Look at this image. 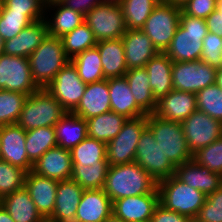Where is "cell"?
Segmentation results:
<instances>
[{
    "label": "cell",
    "instance_id": "cell-13",
    "mask_svg": "<svg viewBox=\"0 0 222 222\" xmlns=\"http://www.w3.org/2000/svg\"><path fill=\"white\" fill-rule=\"evenodd\" d=\"M181 124L192 154L222 136V122L199 110L194 111Z\"/></svg>",
    "mask_w": 222,
    "mask_h": 222
},
{
    "label": "cell",
    "instance_id": "cell-39",
    "mask_svg": "<svg viewBox=\"0 0 222 222\" xmlns=\"http://www.w3.org/2000/svg\"><path fill=\"white\" fill-rule=\"evenodd\" d=\"M61 39L64 51L70 59L87 49L95 47L97 44L92 30L85 22L65 34Z\"/></svg>",
    "mask_w": 222,
    "mask_h": 222
},
{
    "label": "cell",
    "instance_id": "cell-19",
    "mask_svg": "<svg viewBox=\"0 0 222 222\" xmlns=\"http://www.w3.org/2000/svg\"><path fill=\"white\" fill-rule=\"evenodd\" d=\"M174 176L206 196L222 185V176L199 165L194 159L176 167Z\"/></svg>",
    "mask_w": 222,
    "mask_h": 222
},
{
    "label": "cell",
    "instance_id": "cell-62",
    "mask_svg": "<svg viewBox=\"0 0 222 222\" xmlns=\"http://www.w3.org/2000/svg\"><path fill=\"white\" fill-rule=\"evenodd\" d=\"M2 8H3V0H0V14H1Z\"/></svg>",
    "mask_w": 222,
    "mask_h": 222
},
{
    "label": "cell",
    "instance_id": "cell-15",
    "mask_svg": "<svg viewBox=\"0 0 222 222\" xmlns=\"http://www.w3.org/2000/svg\"><path fill=\"white\" fill-rule=\"evenodd\" d=\"M26 131L17 123L0 126V160L32 171L33 163L25 149Z\"/></svg>",
    "mask_w": 222,
    "mask_h": 222
},
{
    "label": "cell",
    "instance_id": "cell-48",
    "mask_svg": "<svg viewBox=\"0 0 222 222\" xmlns=\"http://www.w3.org/2000/svg\"><path fill=\"white\" fill-rule=\"evenodd\" d=\"M218 0H188L181 10L189 16L206 19L215 9Z\"/></svg>",
    "mask_w": 222,
    "mask_h": 222
},
{
    "label": "cell",
    "instance_id": "cell-54",
    "mask_svg": "<svg viewBox=\"0 0 222 222\" xmlns=\"http://www.w3.org/2000/svg\"><path fill=\"white\" fill-rule=\"evenodd\" d=\"M167 3H172L175 4L177 6H182L183 4H185L188 0H161Z\"/></svg>",
    "mask_w": 222,
    "mask_h": 222
},
{
    "label": "cell",
    "instance_id": "cell-23",
    "mask_svg": "<svg viewBox=\"0 0 222 222\" xmlns=\"http://www.w3.org/2000/svg\"><path fill=\"white\" fill-rule=\"evenodd\" d=\"M46 18L31 23L17 36L4 41V54L28 58L49 35Z\"/></svg>",
    "mask_w": 222,
    "mask_h": 222
},
{
    "label": "cell",
    "instance_id": "cell-7",
    "mask_svg": "<svg viewBox=\"0 0 222 222\" xmlns=\"http://www.w3.org/2000/svg\"><path fill=\"white\" fill-rule=\"evenodd\" d=\"M181 11V6L161 1L141 28L159 52H165L170 46Z\"/></svg>",
    "mask_w": 222,
    "mask_h": 222
},
{
    "label": "cell",
    "instance_id": "cell-29",
    "mask_svg": "<svg viewBox=\"0 0 222 222\" xmlns=\"http://www.w3.org/2000/svg\"><path fill=\"white\" fill-rule=\"evenodd\" d=\"M0 204L15 222H39L43 218L25 187L3 197Z\"/></svg>",
    "mask_w": 222,
    "mask_h": 222
},
{
    "label": "cell",
    "instance_id": "cell-42",
    "mask_svg": "<svg viewBox=\"0 0 222 222\" xmlns=\"http://www.w3.org/2000/svg\"><path fill=\"white\" fill-rule=\"evenodd\" d=\"M26 173L20 167L0 160V200L24 187Z\"/></svg>",
    "mask_w": 222,
    "mask_h": 222
},
{
    "label": "cell",
    "instance_id": "cell-46",
    "mask_svg": "<svg viewBox=\"0 0 222 222\" xmlns=\"http://www.w3.org/2000/svg\"><path fill=\"white\" fill-rule=\"evenodd\" d=\"M33 23L26 15L17 12H1L0 36L4 41L17 36L23 28Z\"/></svg>",
    "mask_w": 222,
    "mask_h": 222
},
{
    "label": "cell",
    "instance_id": "cell-56",
    "mask_svg": "<svg viewBox=\"0 0 222 222\" xmlns=\"http://www.w3.org/2000/svg\"><path fill=\"white\" fill-rule=\"evenodd\" d=\"M64 0H47V6H51L58 3H63Z\"/></svg>",
    "mask_w": 222,
    "mask_h": 222
},
{
    "label": "cell",
    "instance_id": "cell-31",
    "mask_svg": "<svg viewBox=\"0 0 222 222\" xmlns=\"http://www.w3.org/2000/svg\"><path fill=\"white\" fill-rule=\"evenodd\" d=\"M130 90L137 105L146 113H154L157 101L153 97L145 67L128 69L125 73Z\"/></svg>",
    "mask_w": 222,
    "mask_h": 222
},
{
    "label": "cell",
    "instance_id": "cell-36",
    "mask_svg": "<svg viewBox=\"0 0 222 222\" xmlns=\"http://www.w3.org/2000/svg\"><path fill=\"white\" fill-rule=\"evenodd\" d=\"M160 2L161 0H122L120 5L126 28L140 30Z\"/></svg>",
    "mask_w": 222,
    "mask_h": 222
},
{
    "label": "cell",
    "instance_id": "cell-5",
    "mask_svg": "<svg viewBox=\"0 0 222 222\" xmlns=\"http://www.w3.org/2000/svg\"><path fill=\"white\" fill-rule=\"evenodd\" d=\"M66 113L48 90L38 89L26 98L17 124L25 131L54 127Z\"/></svg>",
    "mask_w": 222,
    "mask_h": 222
},
{
    "label": "cell",
    "instance_id": "cell-10",
    "mask_svg": "<svg viewBox=\"0 0 222 222\" xmlns=\"http://www.w3.org/2000/svg\"><path fill=\"white\" fill-rule=\"evenodd\" d=\"M135 162L148 172L157 182L173 176L176 167L164 155L151 130L146 127L138 141Z\"/></svg>",
    "mask_w": 222,
    "mask_h": 222
},
{
    "label": "cell",
    "instance_id": "cell-20",
    "mask_svg": "<svg viewBox=\"0 0 222 222\" xmlns=\"http://www.w3.org/2000/svg\"><path fill=\"white\" fill-rule=\"evenodd\" d=\"M128 69L145 67L159 51L140 29H127L121 37Z\"/></svg>",
    "mask_w": 222,
    "mask_h": 222
},
{
    "label": "cell",
    "instance_id": "cell-4",
    "mask_svg": "<svg viewBox=\"0 0 222 222\" xmlns=\"http://www.w3.org/2000/svg\"><path fill=\"white\" fill-rule=\"evenodd\" d=\"M147 127L175 167L193 159L181 122L167 120L152 113L147 114Z\"/></svg>",
    "mask_w": 222,
    "mask_h": 222
},
{
    "label": "cell",
    "instance_id": "cell-44",
    "mask_svg": "<svg viewBox=\"0 0 222 222\" xmlns=\"http://www.w3.org/2000/svg\"><path fill=\"white\" fill-rule=\"evenodd\" d=\"M1 12L22 13L32 22L44 20L46 13L45 7L38 0H3Z\"/></svg>",
    "mask_w": 222,
    "mask_h": 222
},
{
    "label": "cell",
    "instance_id": "cell-1",
    "mask_svg": "<svg viewBox=\"0 0 222 222\" xmlns=\"http://www.w3.org/2000/svg\"><path fill=\"white\" fill-rule=\"evenodd\" d=\"M103 190L113 203L125 197L158 191V182L136 162L111 165Z\"/></svg>",
    "mask_w": 222,
    "mask_h": 222
},
{
    "label": "cell",
    "instance_id": "cell-22",
    "mask_svg": "<svg viewBox=\"0 0 222 222\" xmlns=\"http://www.w3.org/2000/svg\"><path fill=\"white\" fill-rule=\"evenodd\" d=\"M58 181L29 171L25 176L24 187L42 217H50L54 211Z\"/></svg>",
    "mask_w": 222,
    "mask_h": 222
},
{
    "label": "cell",
    "instance_id": "cell-51",
    "mask_svg": "<svg viewBox=\"0 0 222 222\" xmlns=\"http://www.w3.org/2000/svg\"><path fill=\"white\" fill-rule=\"evenodd\" d=\"M208 32L222 37V12L215 9L206 19Z\"/></svg>",
    "mask_w": 222,
    "mask_h": 222
},
{
    "label": "cell",
    "instance_id": "cell-33",
    "mask_svg": "<svg viewBox=\"0 0 222 222\" xmlns=\"http://www.w3.org/2000/svg\"><path fill=\"white\" fill-rule=\"evenodd\" d=\"M50 7V8H49ZM54 7V8H53ZM53 8L54 16L46 20L49 36L61 38L76 27L85 22V16L62 3L45 7V10ZM52 19V20H51Z\"/></svg>",
    "mask_w": 222,
    "mask_h": 222
},
{
    "label": "cell",
    "instance_id": "cell-14",
    "mask_svg": "<svg viewBox=\"0 0 222 222\" xmlns=\"http://www.w3.org/2000/svg\"><path fill=\"white\" fill-rule=\"evenodd\" d=\"M86 85L70 61L56 74L53 81L45 89L67 112H72L78 106Z\"/></svg>",
    "mask_w": 222,
    "mask_h": 222
},
{
    "label": "cell",
    "instance_id": "cell-55",
    "mask_svg": "<svg viewBox=\"0 0 222 222\" xmlns=\"http://www.w3.org/2000/svg\"><path fill=\"white\" fill-rule=\"evenodd\" d=\"M103 222H124L123 220L119 219L118 217H116L113 213L107 218L105 219Z\"/></svg>",
    "mask_w": 222,
    "mask_h": 222
},
{
    "label": "cell",
    "instance_id": "cell-12",
    "mask_svg": "<svg viewBox=\"0 0 222 222\" xmlns=\"http://www.w3.org/2000/svg\"><path fill=\"white\" fill-rule=\"evenodd\" d=\"M40 89L31 75L27 57L0 56V90L20 92L28 96Z\"/></svg>",
    "mask_w": 222,
    "mask_h": 222
},
{
    "label": "cell",
    "instance_id": "cell-61",
    "mask_svg": "<svg viewBox=\"0 0 222 222\" xmlns=\"http://www.w3.org/2000/svg\"><path fill=\"white\" fill-rule=\"evenodd\" d=\"M104 2H115L120 3L122 0H103Z\"/></svg>",
    "mask_w": 222,
    "mask_h": 222
},
{
    "label": "cell",
    "instance_id": "cell-37",
    "mask_svg": "<svg viewBox=\"0 0 222 222\" xmlns=\"http://www.w3.org/2000/svg\"><path fill=\"white\" fill-rule=\"evenodd\" d=\"M73 165H97L106 158V143L94 138L86 137L71 150Z\"/></svg>",
    "mask_w": 222,
    "mask_h": 222
},
{
    "label": "cell",
    "instance_id": "cell-26",
    "mask_svg": "<svg viewBox=\"0 0 222 222\" xmlns=\"http://www.w3.org/2000/svg\"><path fill=\"white\" fill-rule=\"evenodd\" d=\"M111 111L134 119L147 115L136 103L125 76L108 78Z\"/></svg>",
    "mask_w": 222,
    "mask_h": 222
},
{
    "label": "cell",
    "instance_id": "cell-47",
    "mask_svg": "<svg viewBox=\"0 0 222 222\" xmlns=\"http://www.w3.org/2000/svg\"><path fill=\"white\" fill-rule=\"evenodd\" d=\"M201 61L215 69L222 68V37L208 32L203 39Z\"/></svg>",
    "mask_w": 222,
    "mask_h": 222
},
{
    "label": "cell",
    "instance_id": "cell-8",
    "mask_svg": "<svg viewBox=\"0 0 222 222\" xmlns=\"http://www.w3.org/2000/svg\"><path fill=\"white\" fill-rule=\"evenodd\" d=\"M147 127V115L127 119L118 135L106 144L109 166L135 162L138 141Z\"/></svg>",
    "mask_w": 222,
    "mask_h": 222
},
{
    "label": "cell",
    "instance_id": "cell-2",
    "mask_svg": "<svg viewBox=\"0 0 222 222\" xmlns=\"http://www.w3.org/2000/svg\"><path fill=\"white\" fill-rule=\"evenodd\" d=\"M207 33L205 19L192 17L181 11L179 26L165 53L173 62L200 60L203 39Z\"/></svg>",
    "mask_w": 222,
    "mask_h": 222
},
{
    "label": "cell",
    "instance_id": "cell-45",
    "mask_svg": "<svg viewBox=\"0 0 222 222\" xmlns=\"http://www.w3.org/2000/svg\"><path fill=\"white\" fill-rule=\"evenodd\" d=\"M193 222H222V185L207 195Z\"/></svg>",
    "mask_w": 222,
    "mask_h": 222
},
{
    "label": "cell",
    "instance_id": "cell-27",
    "mask_svg": "<svg viewBox=\"0 0 222 222\" xmlns=\"http://www.w3.org/2000/svg\"><path fill=\"white\" fill-rule=\"evenodd\" d=\"M172 65L173 61L170 57L165 52H159L145 66L156 101L173 90Z\"/></svg>",
    "mask_w": 222,
    "mask_h": 222
},
{
    "label": "cell",
    "instance_id": "cell-57",
    "mask_svg": "<svg viewBox=\"0 0 222 222\" xmlns=\"http://www.w3.org/2000/svg\"><path fill=\"white\" fill-rule=\"evenodd\" d=\"M39 222H59V221L52 219L51 217H43Z\"/></svg>",
    "mask_w": 222,
    "mask_h": 222
},
{
    "label": "cell",
    "instance_id": "cell-35",
    "mask_svg": "<svg viewBox=\"0 0 222 222\" xmlns=\"http://www.w3.org/2000/svg\"><path fill=\"white\" fill-rule=\"evenodd\" d=\"M71 62L85 84L105 79L101 57L96 46L76 55L71 59Z\"/></svg>",
    "mask_w": 222,
    "mask_h": 222
},
{
    "label": "cell",
    "instance_id": "cell-30",
    "mask_svg": "<svg viewBox=\"0 0 222 222\" xmlns=\"http://www.w3.org/2000/svg\"><path fill=\"white\" fill-rule=\"evenodd\" d=\"M54 128L57 145L66 150H71L88 136L86 120L71 112H67Z\"/></svg>",
    "mask_w": 222,
    "mask_h": 222
},
{
    "label": "cell",
    "instance_id": "cell-11",
    "mask_svg": "<svg viewBox=\"0 0 222 222\" xmlns=\"http://www.w3.org/2000/svg\"><path fill=\"white\" fill-rule=\"evenodd\" d=\"M217 69L201 60L173 62V89L196 94L201 89L215 84Z\"/></svg>",
    "mask_w": 222,
    "mask_h": 222
},
{
    "label": "cell",
    "instance_id": "cell-43",
    "mask_svg": "<svg viewBox=\"0 0 222 222\" xmlns=\"http://www.w3.org/2000/svg\"><path fill=\"white\" fill-rule=\"evenodd\" d=\"M193 159L199 165L222 176V136L212 144L200 148L193 154Z\"/></svg>",
    "mask_w": 222,
    "mask_h": 222
},
{
    "label": "cell",
    "instance_id": "cell-25",
    "mask_svg": "<svg viewBox=\"0 0 222 222\" xmlns=\"http://www.w3.org/2000/svg\"><path fill=\"white\" fill-rule=\"evenodd\" d=\"M84 189L74 180L58 181L54 211L50 216L59 222H75V215Z\"/></svg>",
    "mask_w": 222,
    "mask_h": 222
},
{
    "label": "cell",
    "instance_id": "cell-24",
    "mask_svg": "<svg viewBox=\"0 0 222 222\" xmlns=\"http://www.w3.org/2000/svg\"><path fill=\"white\" fill-rule=\"evenodd\" d=\"M111 111L107 79L86 85L78 106L71 112L83 119H89Z\"/></svg>",
    "mask_w": 222,
    "mask_h": 222
},
{
    "label": "cell",
    "instance_id": "cell-60",
    "mask_svg": "<svg viewBox=\"0 0 222 222\" xmlns=\"http://www.w3.org/2000/svg\"><path fill=\"white\" fill-rule=\"evenodd\" d=\"M44 7H47V0H38Z\"/></svg>",
    "mask_w": 222,
    "mask_h": 222
},
{
    "label": "cell",
    "instance_id": "cell-6",
    "mask_svg": "<svg viewBox=\"0 0 222 222\" xmlns=\"http://www.w3.org/2000/svg\"><path fill=\"white\" fill-rule=\"evenodd\" d=\"M159 203L194 220L206 200V195L181 182L174 175L158 182Z\"/></svg>",
    "mask_w": 222,
    "mask_h": 222
},
{
    "label": "cell",
    "instance_id": "cell-40",
    "mask_svg": "<svg viewBox=\"0 0 222 222\" xmlns=\"http://www.w3.org/2000/svg\"><path fill=\"white\" fill-rule=\"evenodd\" d=\"M27 94L0 90V126L17 123Z\"/></svg>",
    "mask_w": 222,
    "mask_h": 222
},
{
    "label": "cell",
    "instance_id": "cell-17",
    "mask_svg": "<svg viewBox=\"0 0 222 222\" xmlns=\"http://www.w3.org/2000/svg\"><path fill=\"white\" fill-rule=\"evenodd\" d=\"M73 162L70 150L56 146L47 150L34 164L32 172L57 181L71 179Z\"/></svg>",
    "mask_w": 222,
    "mask_h": 222
},
{
    "label": "cell",
    "instance_id": "cell-16",
    "mask_svg": "<svg viewBox=\"0 0 222 222\" xmlns=\"http://www.w3.org/2000/svg\"><path fill=\"white\" fill-rule=\"evenodd\" d=\"M159 204V191L115 200L112 213L124 222H149Z\"/></svg>",
    "mask_w": 222,
    "mask_h": 222
},
{
    "label": "cell",
    "instance_id": "cell-28",
    "mask_svg": "<svg viewBox=\"0 0 222 222\" xmlns=\"http://www.w3.org/2000/svg\"><path fill=\"white\" fill-rule=\"evenodd\" d=\"M104 78L123 77L128 71L123 41L121 38L97 42Z\"/></svg>",
    "mask_w": 222,
    "mask_h": 222
},
{
    "label": "cell",
    "instance_id": "cell-38",
    "mask_svg": "<svg viewBox=\"0 0 222 222\" xmlns=\"http://www.w3.org/2000/svg\"><path fill=\"white\" fill-rule=\"evenodd\" d=\"M109 164L102 160L97 165H73L71 179L85 189H103Z\"/></svg>",
    "mask_w": 222,
    "mask_h": 222
},
{
    "label": "cell",
    "instance_id": "cell-52",
    "mask_svg": "<svg viewBox=\"0 0 222 222\" xmlns=\"http://www.w3.org/2000/svg\"><path fill=\"white\" fill-rule=\"evenodd\" d=\"M0 222H15L1 204H0Z\"/></svg>",
    "mask_w": 222,
    "mask_h": 222
},
{
    "label": "cell",
    "instance_id": "cell-50",
    "mask_svg": "<svg viewBox=\"0 0 222 222\" xmlns=\"http://www.w3.org/2000/svg\"><path fill=\"white\" fill-rule=\"evenodd\" d=\"M103 2V0H64L62 4L85 16L95 6H98Z\"/></svg>",
    "mask_w": 222,
    "mask_h": 222
},
{
    "label": "cell",
    "instance_id": "cell-18",
    "mask_svg": "<svg viewBox=\"0 0 222 222\" xmlns=\"http://www.w3.org/2000/svg\"><path fill=\"white\" fill-rule=\"evenodd\" d=\"M196 110V94L173 89L157 101L153 114L167 120L182 122Z\"/></svg>",
    "mask_w": 222,
    "mask_h": 222
},
{
    "label": "cell",
    "instance_id": "cell-32",
    "mask_svg": "<svg viewBox=\"0 0 222 222\" xmlns=\"http://www.w3.org/2000/svg\"><path fill=\"white\" fill-rule=\"evenodd\" d=\"M126 121L125 116L113 111L102 113L86 119L87 135L107 144L118 135Z\"/></svg>",
    "mask_w": 222,
    "mask_h": 222
},
{
    "label": "cell",
    "instance_id": "cell-59",
    "mask_svg": "<svg viewBox=\"0 0 222 222\" xmlns=\"http://www.w3.org/2000/svg\"><path fill=\"white\" fill-rule=\"evenodd\" d=\"M216 9L222 12V0L217 1Z\"/></svg>",
    "mask_w": 222,
    "mask_h": 222
},
{
    "label": "cell",
    "instance_id": "cell-53",
    "mask_svg": "<svg viewBox=\"0 0 222 222\" xmlns=\"http://www.w3.org/2000/svg\"><path fill=\"white\" fill-rule=\"evenodd\" d=\"M215 84L222 90V68L217 69Z\"/></svg>",
    "mask_w": 222,
    "mask_h": 222
},
{
    "label": "cell",
    "instance_id": "cell-41",
    "mask_svg": "<svg viewBox=\"0 0 222 222\" xmlns=\"http://www.w3.org/2000/svg\"><path fill=\"white\" fill-rule=\"evenodd\" d=\"M197 110L205 112L213 119L222 122V90L210 85L196 93Z\"/></svg>",
    "mask_w": 222,
    "mask_h": 222
},
{
    "label": "cell",
    "instance_id": "cell-21",
    "mask_svg": "<svg viewBox=\"0 0 222 222\" xmlns=\"http://www.w3.org/2000/svg\"><path fill=\"white\" fill-rule=\"evenodd\" d=\"M112 205L103 189H85L77 207L75 222H103L112 214Z\"/></svg>",
    "mask_w": 222,
    "mask_h": 222
},
{
    "label": "cell",
    "instance_id": "cell-49",
    "mask_svg": "<svg viewBox=\"0 0 222 222\" xmlns=\"http://www.w3.org/2000/svg\"><path fill=\"white\" fill-rule=\"evenodd\" d=\"M150 222H193L185 215L166 209L160 203L155 207Z\"/></svg>",
    "mask_w": 222,
    "mask_h": 222
},
{
    "label": "cell",
    "instance_id": "cell-3",
    "mask_svg": "<svg viewBox=\"0 0 222 222\" xmlns=\"http://www.w3.org/2000/svg\"><path fill=\"white\" fill-rule=\"evenodd\" d=\"M35 84L46 88L71 59L66 55L61 38L47 36L28 57Z\"/></svg>",
    "mask_w": 222,
    "mask_h": 222
},
{
    "label": "cell",
    "instance_id": "cell-34",
    "mask_svg": "<svg viewBox=\"0 0 222 222\" xmlns=\"http://www.w3.org/2000/svg\"><path fill=\"white\" fill-rule=\"evenodd\" d=\"M58 146L55 128L39 127L26 131L25 149L28 159L34 164L47 150Z\"/></svg>",
    "mask_w": 222,
    "mask_h": 222
},
{
    "label": "cell",
    "instance_id": "cell-58",
    "mask_svg": "<svg viewBox=\"0 0 222 222\" xmlns=\"http://www.w3.org/2000/svg\"><path fill=\"white\" fill-rule=\"evenodd\" d=\"M4 53V40L0 36V56Z\"/></svg>",
    "mask_w": 222,
    "mask_h": 222
},
{
    "label": "cell",
    "instance_id": "cell-9",
    "mask_svg": "<svg viewBox=\"0 0 222 222\" xmlns=\"http://www.w3.org/2000/svg\"><path fill=\"white\" fill-rule=\"evenodd\" d=\"M85 23L90 27L97 42L121 38L127 28L120 3L103 2L85 15Z\"/></svg>",
    "mask_w": 222,
    "mask_h": 222
}]
</instances>
